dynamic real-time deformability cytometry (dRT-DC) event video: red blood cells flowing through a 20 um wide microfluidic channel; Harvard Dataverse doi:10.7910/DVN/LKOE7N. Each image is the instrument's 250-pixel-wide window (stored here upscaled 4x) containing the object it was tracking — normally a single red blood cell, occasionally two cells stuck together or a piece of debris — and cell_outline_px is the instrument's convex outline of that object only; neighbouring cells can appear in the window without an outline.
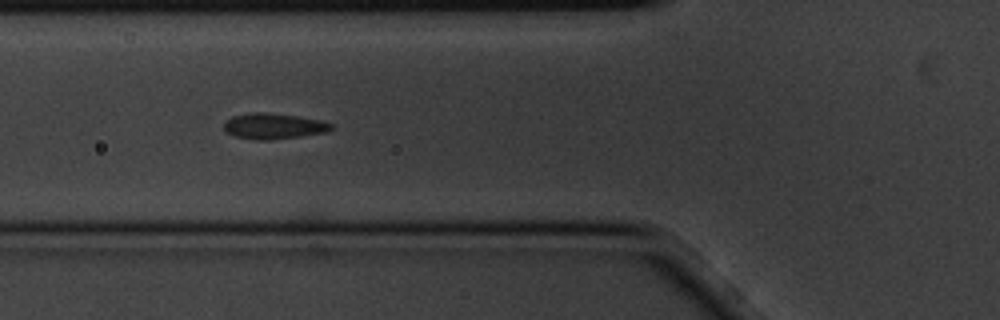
{"species": "common noctule bat (a hibernating species)", "species_latin": "Nyctalus noctula", "temperature_condition": "cold", "stored_images_in_passage": 12, "segment_of_instrument_passage": [1, 2], "camera_frame_rate_fps": 3000, "um_per_image_px": 0.085, "animal": {"sex": "male", "body_mass_g": 20.1, "forearm_length_mm": 53.5}, "frame": {"image": 1, "passage_image": 3, "time_ms": 0.667, "image_size_px": [1000, 320], "cell_outline_px": [[332, 128], [324, 132], [300, 136], [268, 140], [256, 140], [236, 136], [228, 132], [224, 128], [224, 124], [232, 116], [248, 112], [268, 112], [296, 116], [320, 120], [332, 124]], "centroid_in_image_um": [23.23, 10.71], "position_along_channel_um": 102.6, "area_um2": 15.84}}
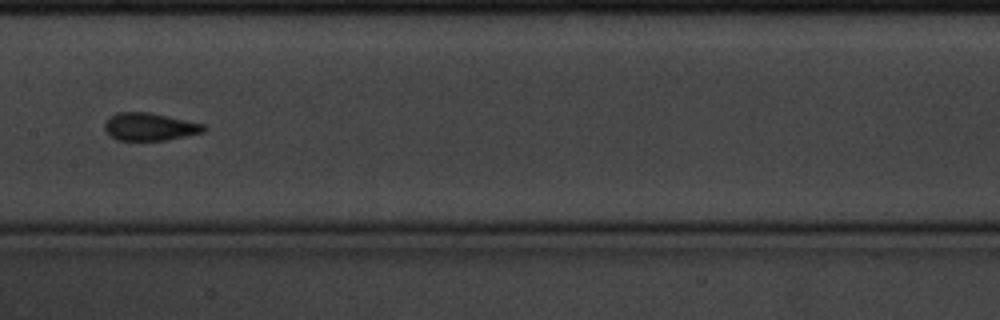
{"frame": {"image": 2, "passage_image": 5, "time_ms": 1.333, "image_size_px": [1000, 320], "cell_outline_px": [[208, 128], [204, 132], [168, 140], [116, 140], [104, 128], [104, 124], [108, 116], [116, 112], [148, 112], [204, 124]], "centroid_in_image_um": [12.72, 10.77], "position_along_channel_um": 194.7, "area_um2": 16.01}}
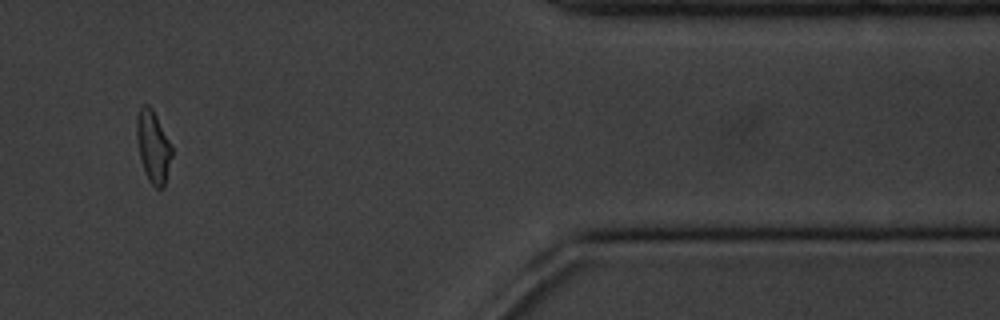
{"frame": {"image": 3, "passage_image": 10, "time_ms": 3.0, "image_size_px": [1000, 320], "cell_outline_px": [[172, 156], [164, 188], [156, 188], [148, 180], [144, 172], [140, 160], [136, 140], [136, 116], [140, 108], [144, 104], [148, 104], [152, 108], [172, 144]], "centroid_in_image_um": [13.01, 12.46], "position_along_channel_um": 398.4, "area_um2": 15.09}}